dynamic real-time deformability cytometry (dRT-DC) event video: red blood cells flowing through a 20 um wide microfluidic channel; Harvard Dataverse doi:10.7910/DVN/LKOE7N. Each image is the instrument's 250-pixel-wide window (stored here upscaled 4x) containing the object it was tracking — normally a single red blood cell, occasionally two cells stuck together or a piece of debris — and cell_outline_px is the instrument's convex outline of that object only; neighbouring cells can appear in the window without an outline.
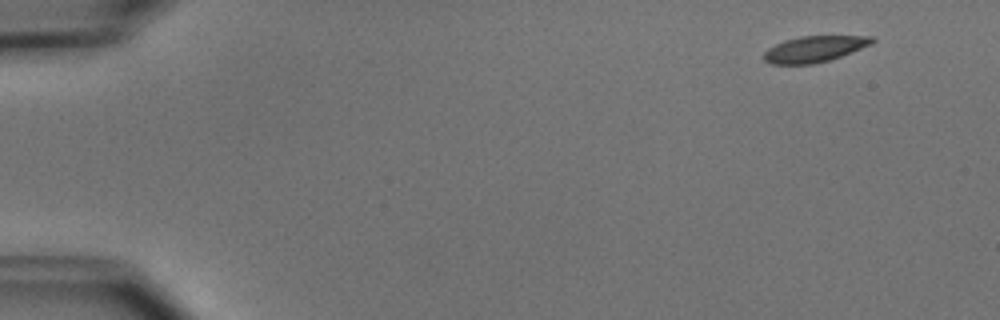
{"species": "common noctule bat (a hibernating species)", "species_latin": "Nyctalus noctula", "temperature_condition": "cold", "stored_images_in_passage": 5, "camera_frame_rate_fps": 3000, "um_per_image_px": 0.085, "animal": {"sex": "male", "body_mass_g": 15.6}, "frame": {"image": 1, "passage_image": 1, "time_ms": 0.0, "image_size_px": [1000, 320], "cell_outline_px": [[876, 40], [872, 44], [852, 52], [828, 60], [812, 64], [772, 64], [764, 60], [764, 52], [768, 48], [784, 40], [800, 36], [872, 36]], "centroid_in_image_um": [69.23, 4.16], "position_along_channel_um": 15.8, "area_um2": 16.36}}
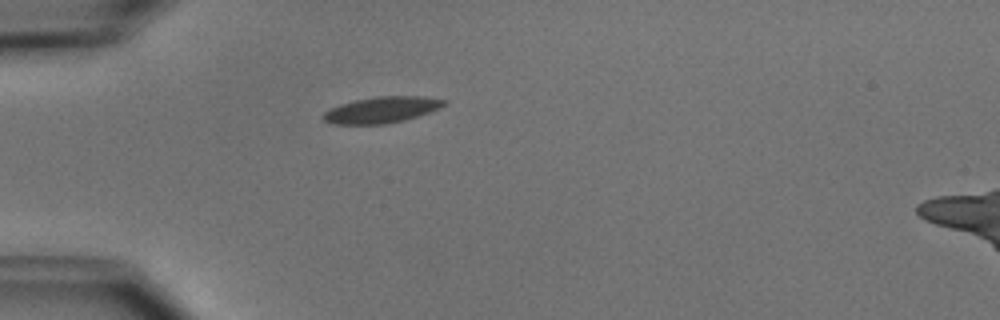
{"frame": {"image": 2, "passage_image": 4, "time_ms": 3.667, "image_size_px": [1000, 320], "cell_outline_px": [[448, 100], [440, 108], [404, 120], [384, 124], [336, 124], [324, 120], [320, 116], [324, 112], [340, 104], [356, 100], [376, 96], [424, 96]], "centroid_in_image_um": [32.44, 9.33], "position_along_channel_um": 52.6, "area_um2": 18.26}}